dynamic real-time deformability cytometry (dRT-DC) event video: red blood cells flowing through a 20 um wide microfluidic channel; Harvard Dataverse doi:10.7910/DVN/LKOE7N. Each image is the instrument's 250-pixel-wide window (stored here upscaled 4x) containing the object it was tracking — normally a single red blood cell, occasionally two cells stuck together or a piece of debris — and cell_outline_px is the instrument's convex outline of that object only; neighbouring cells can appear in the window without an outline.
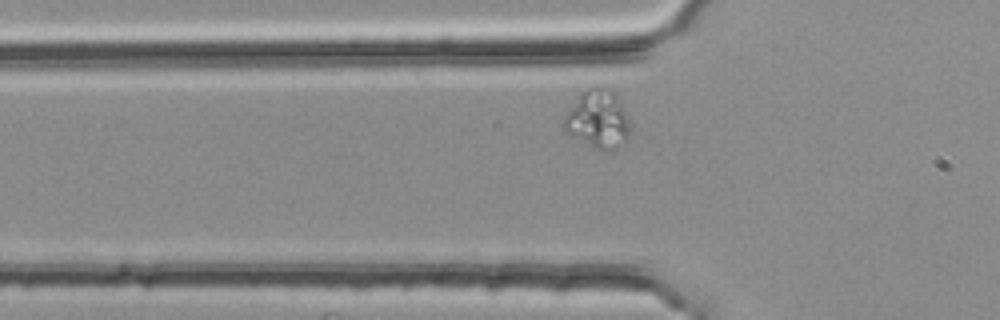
{"species": "common noctule bat (a hibernating species)", "species_latin": "Nyctalus noctula", "temperature_condition": "room temperature", "stored_images_in_passage": 6, "camera_frame_rate_fps": 3000, "um_per_image_px": 0.085, "animal": {"sex": "female", "body_mass_g": 25.1}, "frame": {"image": 1, "passage_image": 5, "time_ms": 1.333, "image_size_px": [1000, 320], "cell_outline_px": [[632, 124], [628, 136], [608, 152], [600, 152], [564, 132], [564, 116], [580, 92], [588, 88], [600, 84], [612, 88], [616, 92]], "centroid_in_image_um": [50.82, 10.09], "position_along_channel_um": 75.0, "area_um2": 23.06}}
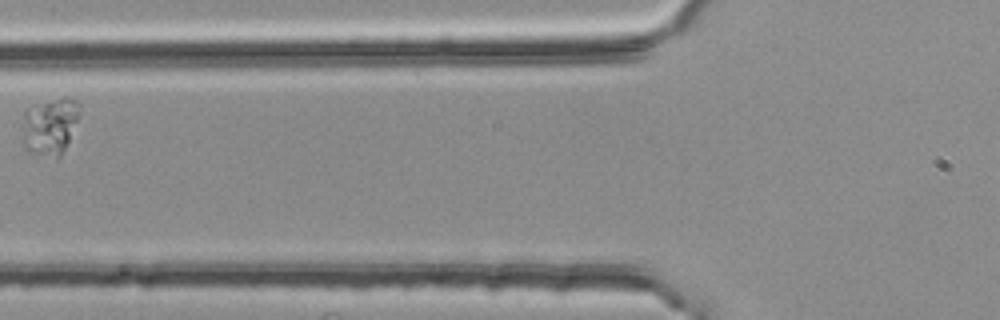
{"frame": {"image": 2, "passage_image": 6, "time_ms": 1.667, "image_size_px": [1000, 320], "cell_outline_px": [[80, 104], [76, 120], [68, 140], [60, 156], [56, 156], [28, 152], [24, 148], [24, 108], [32, 104], [64, 96], [76, 100]], "centroid_in_image_um": [4.21, 10.65], "position_along_channel_um": 121.6, "area_um2": 18.61}}